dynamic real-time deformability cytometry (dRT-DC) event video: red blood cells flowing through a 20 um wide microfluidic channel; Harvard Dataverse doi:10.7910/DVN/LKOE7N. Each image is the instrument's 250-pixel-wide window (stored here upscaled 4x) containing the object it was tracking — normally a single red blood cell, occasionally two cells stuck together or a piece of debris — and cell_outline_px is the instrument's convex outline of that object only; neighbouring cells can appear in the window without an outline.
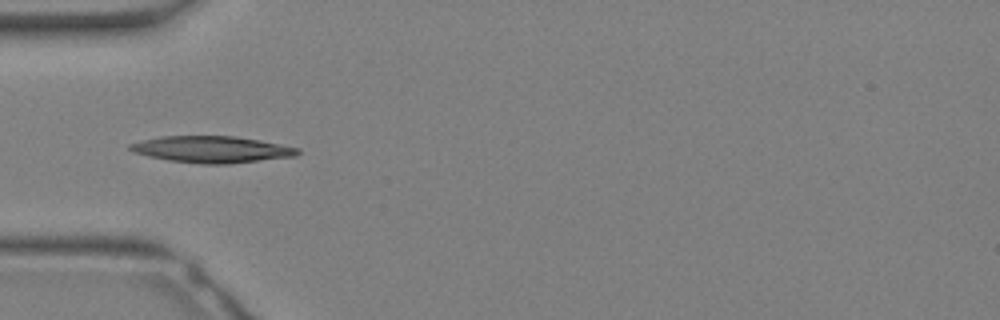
{"species": "Egyptian fruit bat (a non-hibernating species)", "species_latin": "Rousettus aegyptiacus", "temperature_condition": "warm", "stored_images_in_passage": 32, "camera_frame_rate_fps": 3000, "um_per_image_px": 0.085, "animal": {"sex": "female"}, "frame": {"image": 1, "passage_image": 10, "time_ms": 3.0, "image_size_px": [1000, 320], "cell_outline_px": [[300, 152], [296, 156], [228, 164], [200, 164], [168, 160], [148, 156], [132, 152], [128, 148], [128, 144], [160, 136], [236, 136], [260, 140], [300, 148]], "centroid_in_image_um": [18.0, 12.7], "position_along_channel_um": 67.0, "area_um2": 26.07}}
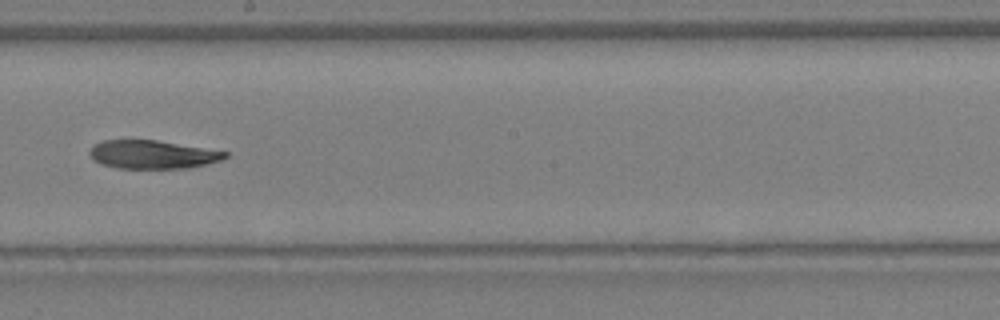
{"frame": {"image": 2, "passage_image": 18, "time_ms": 5.667, "image_size_px": [1000, 320], "cell_outline_px": [[228, 156], [220, 160], [188, 168], [116, 168], [100, 164], [92, 160], [88, 152], [96, 144], [104, 140], [156, 140], [228, 152]], "centroid_in_image_um": [12.92, 13.14], "position_along_channel_um": 235.3, "area_um2": 22.2}}
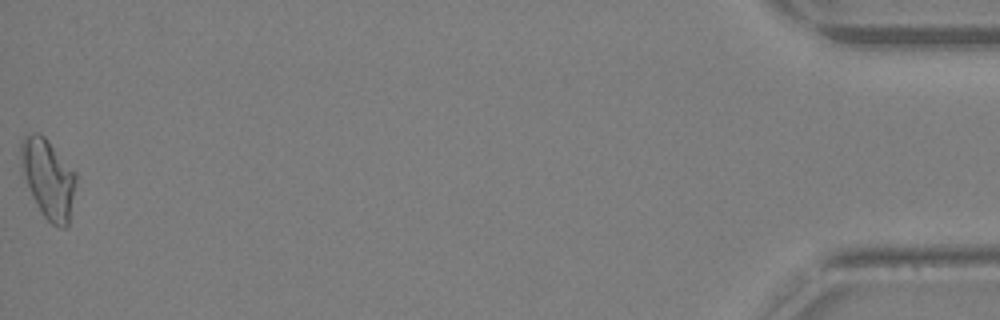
{"frame": {"image": 3, "passage_image": 32, "time_ms": 10.333, "image_size_px": [1000, 320], "cell_outline_px": [[76, 180], [68, 228], [60, 228], [52, 224], [44, 216], [36, 204], [32, 196], [24, 176], [20, 160], [20, 144], [24, 136], [32, 132], [40, 132], [48, 140], [76, 172]], "centroid_in_image_um": [4.1, 15.16], "position_along_channel_um": 431.1, "area_um2": 25.43}}